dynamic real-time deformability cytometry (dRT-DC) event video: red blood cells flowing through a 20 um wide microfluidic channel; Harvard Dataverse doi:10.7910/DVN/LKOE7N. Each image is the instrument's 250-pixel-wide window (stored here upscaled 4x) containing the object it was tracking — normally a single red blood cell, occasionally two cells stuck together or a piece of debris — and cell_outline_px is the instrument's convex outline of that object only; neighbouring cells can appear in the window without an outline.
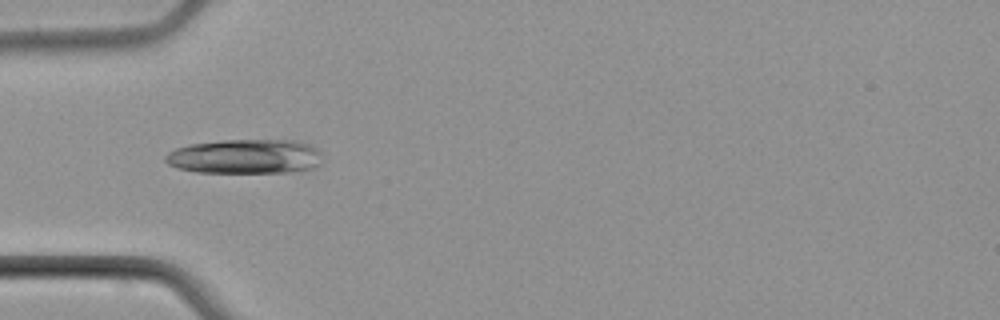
{"species": "common noctule bat (a hibernating species)", "species_latin": "Nyctalus noctula", "temperature_condition": "cold", "stored_images_in_passage": 1, "camera_frame_rate_fps": 3000, "um_per_image_px": 0.085, "animal": {"sex": "male", "body_mass_g": 21.5, "forearm_length_mm": 52.0}, "frame": {"image": 1, "passage_image": 1, "time_ms": 0.0, "image_size_px": [1000, 320], "cell_outline_px": [[320, 164], [316, 168], [288, 172], [196, 172], [176, 168], [168, 164], [164, 160], [164, 156], [168, 152], [176, 148], [188, 144], [224, 140], [296, 140], [308, 144], [316, 148], [320, 152]], "centroid_in_image_um": [20.82, 13.3], "position_along_channel_um": 64.2, "area_um2": 31.73}}